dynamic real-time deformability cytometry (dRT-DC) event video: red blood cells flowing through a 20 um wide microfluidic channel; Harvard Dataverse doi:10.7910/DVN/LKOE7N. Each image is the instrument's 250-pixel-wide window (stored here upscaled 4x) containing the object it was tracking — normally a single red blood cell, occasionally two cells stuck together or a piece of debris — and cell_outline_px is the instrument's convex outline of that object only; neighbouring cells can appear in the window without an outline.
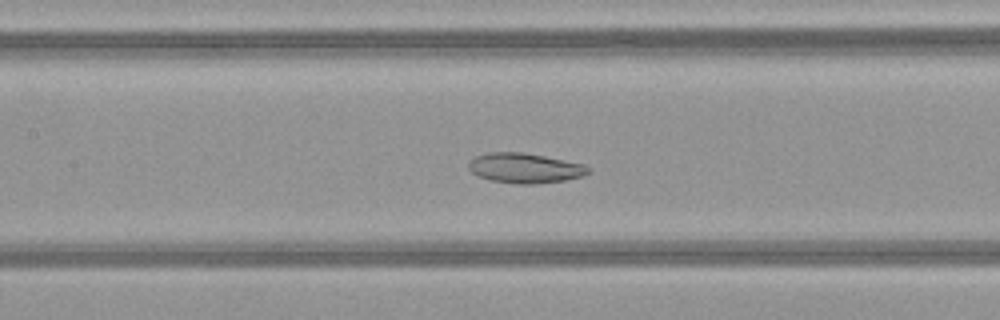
{"species": "common noctule bat (a hibernating species)", "species_latin": "Nyctalus noctula", "temperature_condition": "warm", "stored_images_in_passage": 52, "camera_frame_rate_fps": 3000, "um_per_image_px": 0.085, "animal": {"sex": "female", "body_mass_g": 21.9}, "frame": {"image": 1, "passage_image": 25, "time_ms": 8.0, "image_size_px": [1000, 320], "cell_outline_px": [[592, 172], [584, 176], [564, 180], [532, 184], [516, 184], [492, 180], [480, 176], [472, 172], [468, 168], [468, 164], [476, 156], [488, 152], [520, 152], [544, 156], [584, 164], [592, 168]], "centroid_in_image_um": [44.67, 14.29], "position_along_channel_um": 162.7, "area_um2": 20.81}}
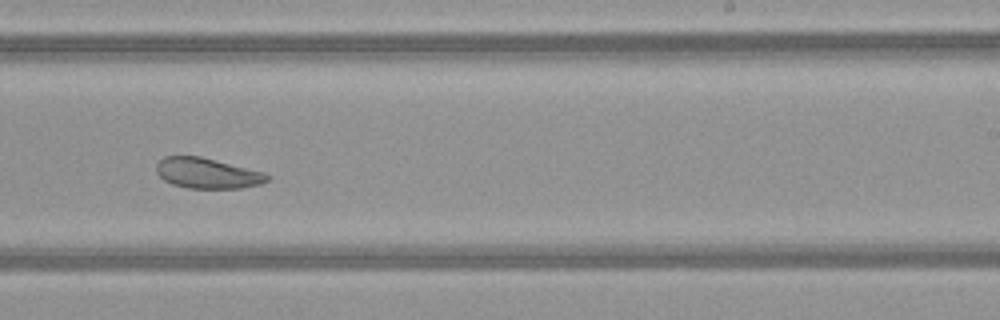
{"frame": {"image": 2, "passage_image": 33, "time_ms": 10.667, "image_size_px": [1000, 320], "cell_outline_px": [[268, 180], [260, 184], [240, 188], [188, 188], [172, 184], [164, 180], [156, 172], [156, 164], [164, 156], [200, 156], [264, 172], [268, 176]], "centroid_in_image_um": [17.59, 14.72], "position_along_channel_um": 271.4, "area_um2": 19.54}}
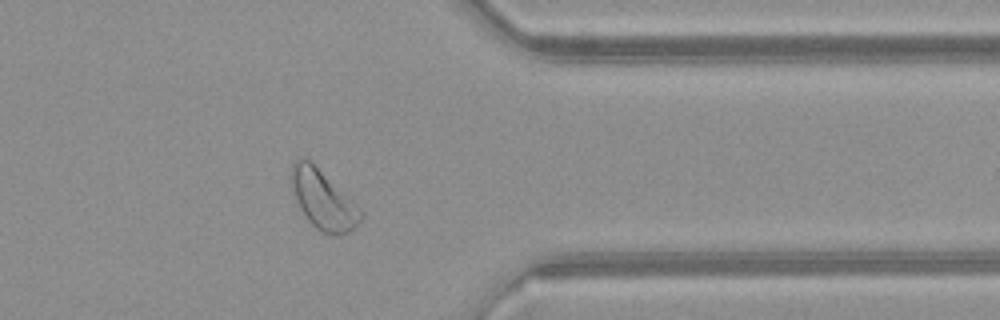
{"frame": {"image": 3, "passage_image": 42, "time_ms": 13.667, "image_size_px": [1000, 320], "cell_outline_px": [[364, 212], [360, 220], [348, 232], [340, 236], [332, 236], [320, 232], [308, 220], [300, 208], [292, 192], [288, 180], [288, 172], [292, 164], [300, 156], [304, 156], [352, 200]], "centroid_in_image_um": [27.39, 16.97], "position_along_channel_um": 384.0, "area_um2": 23.99}, "authors_computed_cell_mechanics": {"area_um2": 27.3105, "velocity_mm_per_s": 4.0924, "shape_relaxation_time_tau1_ms": null, "shape_relaxation_time_tau2_ms": 3.8266, "deformation_change_tau1": null, "deformation_change_tau2": 0.0962}}